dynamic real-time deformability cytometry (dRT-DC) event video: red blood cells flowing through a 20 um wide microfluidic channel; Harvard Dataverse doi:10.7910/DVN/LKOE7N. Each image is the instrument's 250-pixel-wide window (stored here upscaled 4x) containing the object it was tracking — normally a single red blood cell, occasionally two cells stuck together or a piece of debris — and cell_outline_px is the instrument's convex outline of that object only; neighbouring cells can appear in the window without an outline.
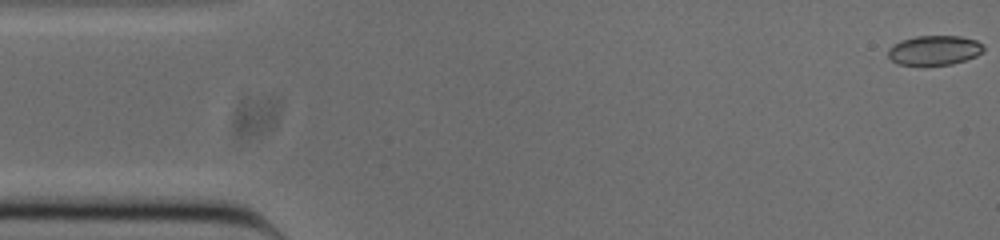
{"species": "common noctule bat (a hibernating species)", "species_latin": "Nyctalus noctula", "temperature_condition": "cold", "stored_images_in_passage": 52, "camera_frame_rate_fps": 3000, "um_per_image_px": 0.085, "animal": {"sex": "male", "body_mass_g": 20.0, "forearm_length_mm": 53.3}, "frame": {"image": 1, "passage_image": 1, "time_ms": 0.0, "image_size_px": [1000, 240], "cell_outline_px": [[984, 52], [976, 56], [952, 64], [924, 68], [896, 64], [888, 56], [888, 48], [892, 44], [900, 40], [916, 36], [960, 36], [976, 40], [984, 44]], "centroid_in_image_um": [79.38, 4.31], "position_along_channel_um": 5.6, "area_um2": 17.28}}
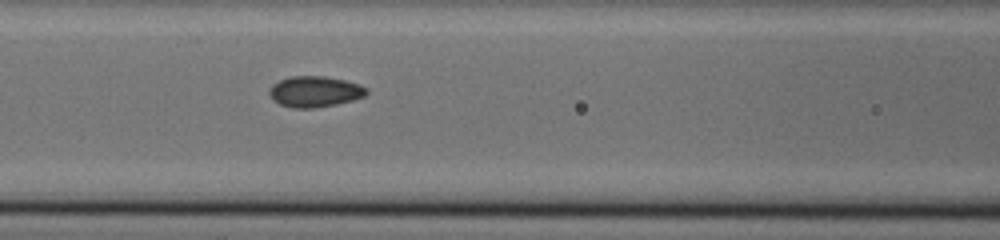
{"frame": {"image": 2, "passage_image": 21, "time_ms": 6.667, "image_size_px": [1000, 240], "cell_outline_px": [[368, 92], [364, 96], [352, 100], [336, 104], [312, 108], [292, 108], [280, 104], [268, 92], [268, 88], [272, 84], [280, 80], [292, 76], [324, 76], [344, 80], [360, 84], [368, 88]], "centroid_in_image_um": [26.77, 7.78], "position_along_channel_um": 139.8, "area_um2": 17.4}}
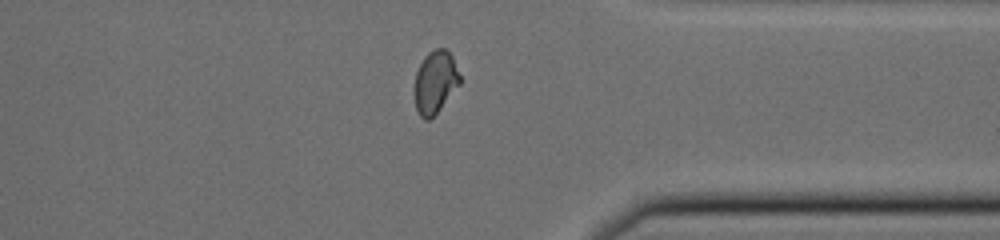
{"frame": {"image": 3, "passage_image": 40, "time_ms": 13.0, "image_size_px": [1000, 240], "cell_outline_px": [[460, 84], [436, 112], [428, 120], [424, 120], [420, 116], [416, 108], [416, 72], [424, 56], [428, 52], [436, 48], [444, 48], [452, 56], [460, 76]], "centroid_in_image_um": [37.0, 6.94], "position_along_channel_um": 374.4, "area_um2": 16.07}, "authors_computed_cell_mechanics": {"area_um2": 16.9643, "velocity_mm_per_s": 3.8628, "shape_relaxation_time_tau1_ms": 6.4427, "shape_relaxation_time_tau2_ms": 1.1553, "deformation_change_tau1": 0.1289, "deformation_change_tau2": 0.0378}}